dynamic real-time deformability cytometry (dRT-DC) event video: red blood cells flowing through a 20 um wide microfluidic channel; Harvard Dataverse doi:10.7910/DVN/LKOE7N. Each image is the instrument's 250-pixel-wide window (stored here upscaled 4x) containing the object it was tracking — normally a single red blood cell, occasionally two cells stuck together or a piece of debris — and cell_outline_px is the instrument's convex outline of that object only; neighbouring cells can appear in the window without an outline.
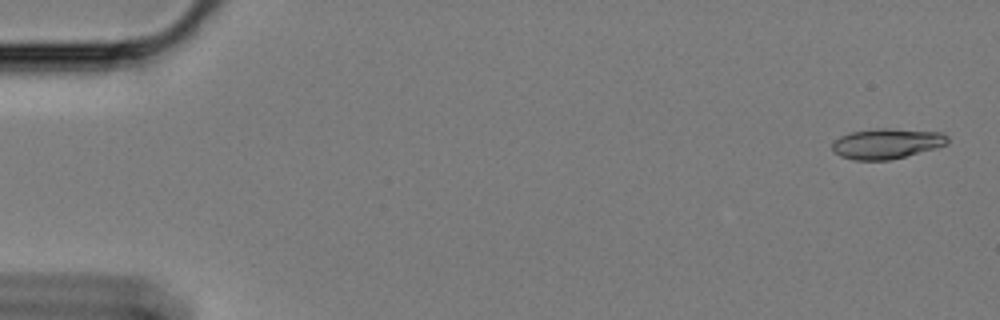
{"species": "Egyptian fruit bat (a non-hibernating species)", "species_latin": "Rousettus aegyptiacus", "temperature_condition": "cold", "stored_images_in_passage": 58, "camera_frame_rate_fps": 3000, "um_per_image_px": 0.085, "animal": {"sex": "female"}, "frame": {"image": 1, "passage_image": 2, "time_ms": 0.333, "image_size_px": [1000, 320], "cell_outline_px": [[948, 144], [936, 148], [888, 160], [852, 160], [840, 156], [832, 148], [832, 144], [840, 136], [852, 132], [876, 128], [888, 128], [940, 132], [948, 136]], "centroid_in_image_um": [75.38, 12.2], "position_along_channel_um": 9.6, "area_um2": 20.23}}
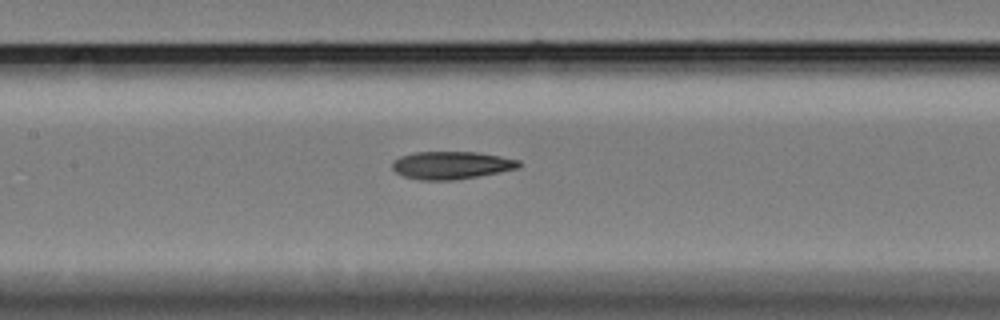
{"frame": {"image": 2, "passage_image": 28, "time_ms": 9.0, "image_size_px": [1000, 320], "cell_outline_px": [[520, 168], [456, 180], [420, 180], [404, 176], [396, 172], [392, 168], [392, 164], [400, 156], [416, 152], [476, 152], [500, 156], [520, 160]], "centroid_in_image_um": [38.38, 14.04], "position_along_channel_um": 169.0, "area_um2": 20.35}}
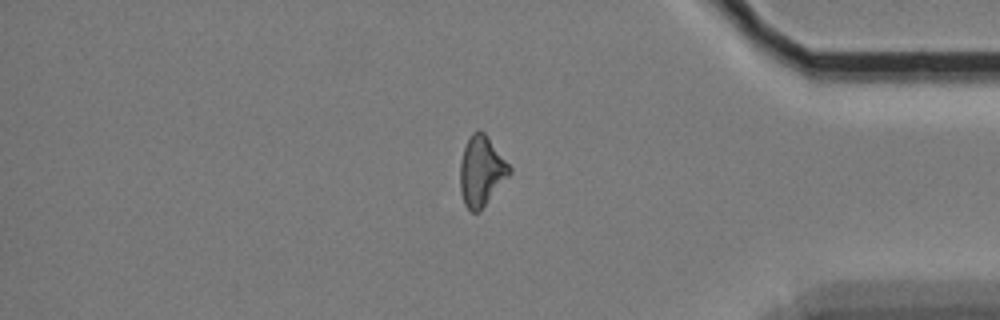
{"frame": {"image": 3, "passage_image": 50, "time_ms": 16.333, "image_size_px": [1000, 320], "cell_outline_px": [[512, 172], [480, 212], [472, 212], [464, 204], [460, 192], [460, 160], [464, 148], [472, 132], [480, 128], [484, 132], [512, 168]], "centroid_in_image_um": [40.91, 14.55], "position_along_channel_um": 394.3, "area_um2": 20.23}}